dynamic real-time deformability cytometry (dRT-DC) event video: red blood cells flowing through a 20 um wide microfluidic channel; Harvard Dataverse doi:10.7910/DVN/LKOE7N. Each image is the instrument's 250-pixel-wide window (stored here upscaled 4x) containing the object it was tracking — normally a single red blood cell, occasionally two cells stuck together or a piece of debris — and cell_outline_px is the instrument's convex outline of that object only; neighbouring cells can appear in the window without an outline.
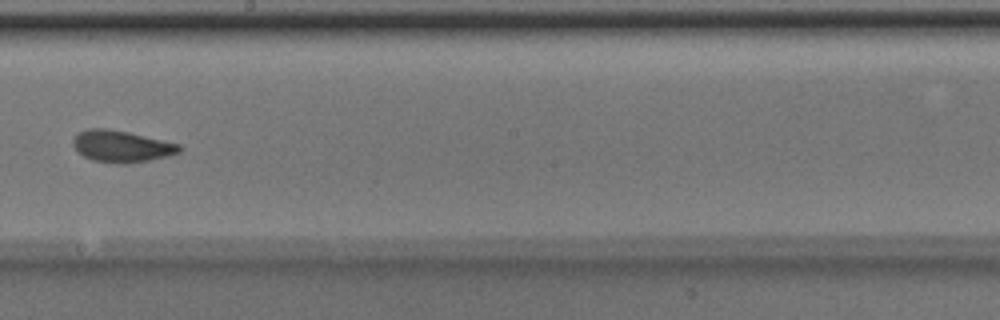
{"species": "Egyptian fruit bat (a non-hibernating species)", "species_latin": "Rousettus aegyptiacus", "temperature_condition": "room temperature", "stored_images_in_passage": 6, "camera_frame_rate_fps": 3000, "um_per_image_px": 0.085, "animal": {"sex": "male"}, "frame": {"image": 1, "passage_image": 6, "time_ms": 1.667, "image_size_px": [1000, 320], "cell_outline_px": [[184, 148], [180, 152], [168, 156], [148, 160], [124, 164], [120, 164], [92, 160], [76, 152], [72, 144], [72, 140], [80, 132], [88, 128], [104, 128], [128, 132], [180, 144]], "centroid_in_image_um": [10.32, 12.44], "position_along_channel_um": 237.9, "area_um2": 19.65}}